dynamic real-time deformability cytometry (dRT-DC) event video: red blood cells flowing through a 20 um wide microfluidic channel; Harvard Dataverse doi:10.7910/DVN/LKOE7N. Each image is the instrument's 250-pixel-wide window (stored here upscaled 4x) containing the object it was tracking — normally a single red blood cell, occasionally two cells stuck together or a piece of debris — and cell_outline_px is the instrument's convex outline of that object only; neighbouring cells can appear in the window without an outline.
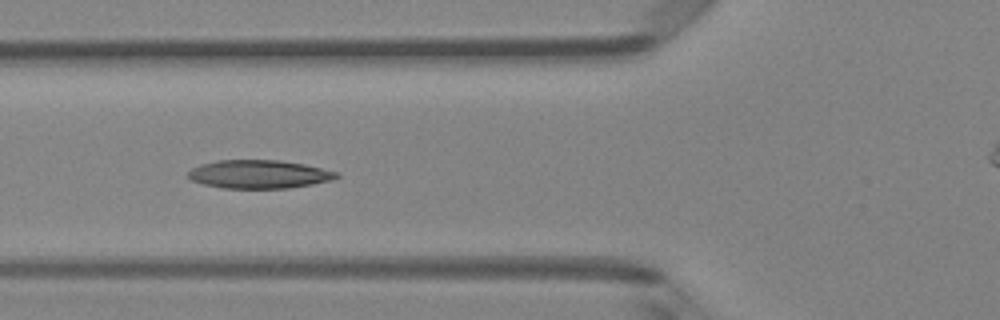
{"species": "Egyptian fruit bat (a non-hibernating species)", "species_latin": "Rousettus aegyptiacus", "temperature_condition": "room temperature", "stored_images_in_passage": 8, "camera_frame_rate_fps": 3000, "um_per_image_px": 0.085, "animal": {"sex": "female"}, "frame": {"image": 1, "passage_image": 6, "time_ms": 5.667, "image_size_px": [1000, 320], "cell_outline_px": [[340, 176], [332, 180], [312, 184], [288, 188], [224, 188], [204, 184], [192, 180], [188, 176], [188, 172], [192, 168], [200, 164], [216, 160], [280, 160], [304, 164], [340, 172]], "centroid_in_image_um": [22.04, 14.8], "position_along_channel_um": 103.8, "area_um2": 24.57}}
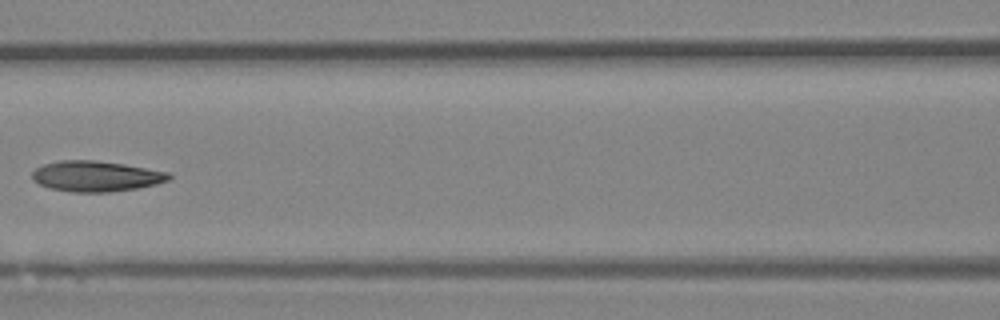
{"frame": {"image": 2, "passage_image": 7, "time_ms": 7.0, "image_size_px": [1000, 320], "cell_outline_px": [[172, 176], [168, 180], [156, 184], [136, 188], [108, 192], [72, 192], [48, 188], [32, 180], [32, 172], [36, 168], [44, 164], [60, 160], [96, 160], [124, 164], [168, 172]], "centroid_in_image_um": [8.13, 14.97], "position_along_channel_um": 158.5, "area_um2": 24.33}}
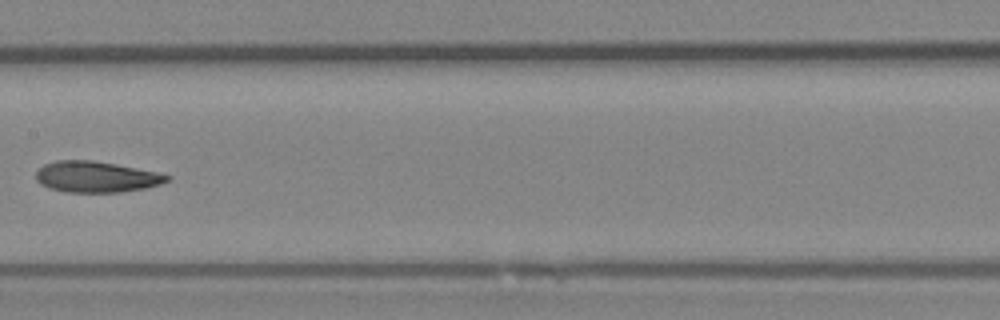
{"frame": {"image": 3, "passage_image": 8, "time_ms": 8.0, "image_size_px": [1000, 320], "cell_outline_px": [[172, 176], [168, 180], [160, 184], [144, 188], [120, 192], [64, 192], [48, 188], [40, 184], [36, 180], [36, 172], [44, 164], [56, 160], [92, 160], [116, 164], [156, 172]], "centroid_in_image_um": [8.14, 15.03], "position_along_channel_um": 199.3, "area_um2": 23.64}}